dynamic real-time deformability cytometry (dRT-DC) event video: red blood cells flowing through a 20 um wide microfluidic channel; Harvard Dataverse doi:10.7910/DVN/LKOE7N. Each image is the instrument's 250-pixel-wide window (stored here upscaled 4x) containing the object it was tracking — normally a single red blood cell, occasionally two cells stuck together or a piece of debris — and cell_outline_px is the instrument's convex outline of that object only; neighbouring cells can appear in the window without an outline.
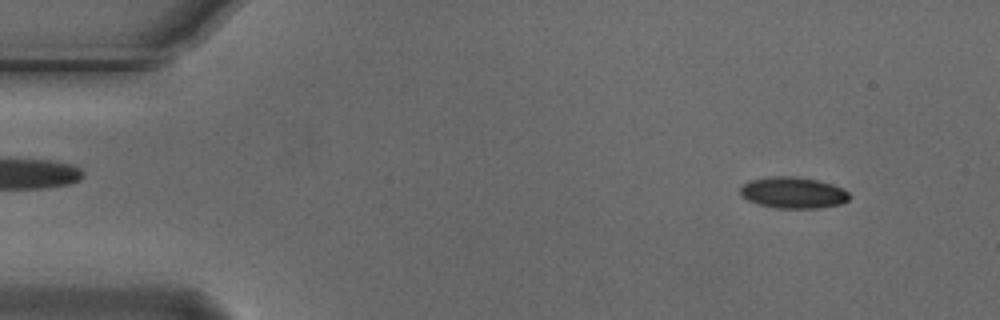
{"species": "Egyptian fruit bat (a non-hibernating species)", "species_latin": "Rousettus aegyptiacus", "temperature_condition": "cold", "stored_images_in_passage": 54, "camera_frame_rate_fps": 3000, "um_per_image_px": 0.085, "animal": {"sex": "male"}, "frame": {"image": 1, "passage_image": 5, "time_ms": 1.333, "image_size_px": [1000, 320], "cell_outline_px": [[848, 200], [840, 204], [816, 208], [776, 208], [760, 204], [748, 200], [740, 192], [740, 188], [748, 180], [768, 176], [792, 176], [816, 180], [832, 184], [844, 188], [848, 192]], "centroid_in_image_um": [67.41, 16.36], "position_along_channel_um": 17.6, "area_um2": 19.77}}
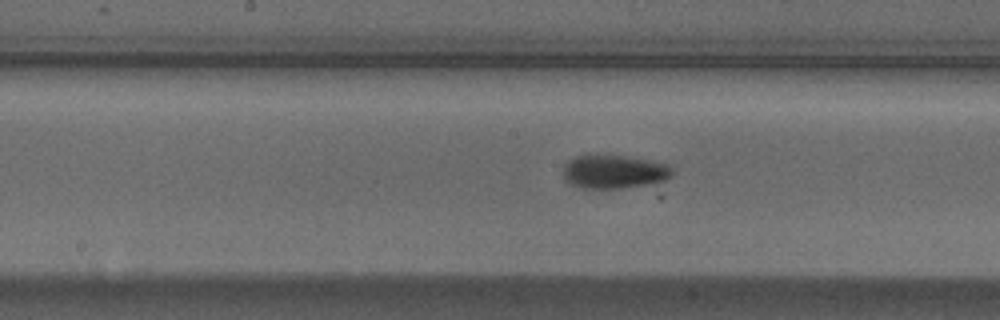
{"frame": {"image": 2, "passage_image": 27, "time_ms": 8.667, "image_size_px": [1000, 320], "cell_outline_px": [[672, 176], [664, 180], [644, 184], [620, 188], [584, 188], [572, 184], [564, 180], [564, 164], [568, 160], [576, 156], [624, 156], [652, 160], [668, 164], [672, 168]], "centroid_in_image_um": [52.19, 14.59], "position_along_channel_um": 196.0, "area_um2": 20.98}}
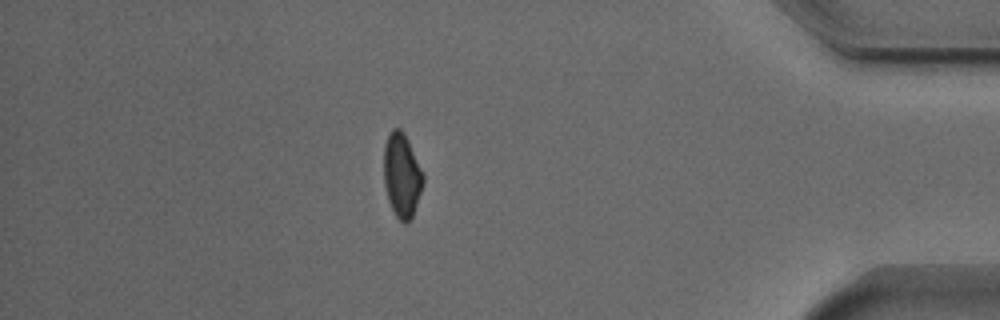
{"frame": {"image": 3, "passage_image": 47, "time_ms": 15.333, "image_size_px": [1000, 320], "cell_outline_px": [[424, 180], [412, 216], [404, 224], [396, 216], [388, 200], [384, 184], [384, 144], [388, 132], [392, 128], [400, 128], [404, 132], [424, 172]], "centroid_in_image_um": [34.15, 14.84], "position_along_channel_um": 401.1, "area_um2": 19.31}, "authors_computed_cell_mechanics": {"area_um2": 19.9988, "velocity_mm_per_s": 3.722, "shape_relaxation_time_tau1_ms": 3.5294, "shape_relaxation_time_tau2_ms": 5.3004, "deformation_change_tau1": 0.1053, "deformation_change_tau2": 0.0976}}